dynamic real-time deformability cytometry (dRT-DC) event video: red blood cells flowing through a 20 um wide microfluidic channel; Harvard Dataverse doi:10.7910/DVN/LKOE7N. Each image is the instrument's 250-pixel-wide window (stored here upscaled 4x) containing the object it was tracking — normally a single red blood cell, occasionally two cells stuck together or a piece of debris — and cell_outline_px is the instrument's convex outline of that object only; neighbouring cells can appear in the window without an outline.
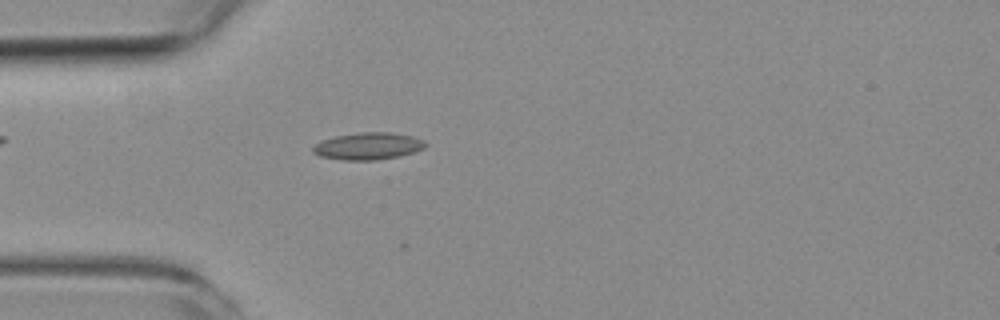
{"species": "common noctule bat (a hibernating species)", "species_latin": "Nyctalus noctula", "temperature_condition": "room temperature", "stored_images_in_passage": 2, "camera_frame_rate_fps": 3000, "um_per_image_px": 0.085, "animal": {"sex": "female", "body_mass_g": 19.3, "forearm_length_mm": 54.1}, "frame": {"image": 1, "passage_image": 2, "time_ms": 1.0, "image_size_px": [1000, 320], "cell_outline_px": [[428, 144], [424, 148], [416, 152], [400, 156], [376, 160], [344, 160], [320, 156], [312, 152], [312, 148], [320, 140], [336, 136], [360, 132], [392, 132], [412, 136], [424, 140]], "centroid_in_image_um": [31.32, 12.42], "position_along_channel_um": 53.7, "area_um2": 17.92}}